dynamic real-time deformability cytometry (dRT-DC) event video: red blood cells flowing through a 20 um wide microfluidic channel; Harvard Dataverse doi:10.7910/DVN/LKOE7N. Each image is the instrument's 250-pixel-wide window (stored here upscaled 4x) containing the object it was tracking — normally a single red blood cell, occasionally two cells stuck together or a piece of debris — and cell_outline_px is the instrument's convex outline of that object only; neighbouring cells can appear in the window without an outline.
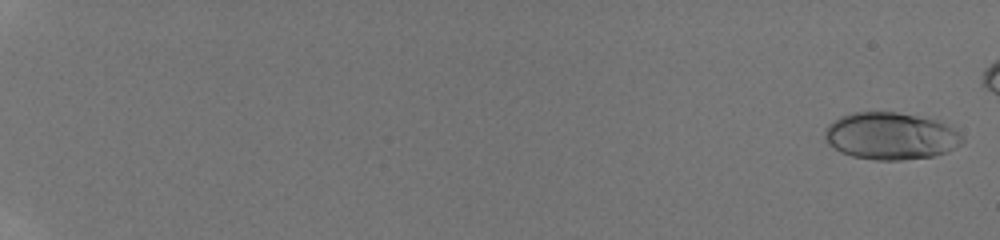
{"species": "human", "species_latin": "Homo sapiens", "temperature_condition": "room temperature", "stored_images_in_passage": 55, "camera_frame_rate_fps": 3000, "um_per_image_px": 0.085, "donor": {"sex": "male"}, "frame": {"image": 1, "passage_image": 2, "time_ms": 0.333, "image_size_px": [1000, 240], "cell_outline_px": [[964, 144], [948, 152], [932, 156], [900, 160], [876, 160], [852, 156], [840, 152], [828, 144], [824, 136], [824, 132], [828, 124], [840, 116], [852, 112], [896, 112], [936, 120], [952, 128], [964, 136]], "centroid_in_image_um": [75.71, 11.57], "position_along_channel_um": 9.3, "area_um2": 37.92}}
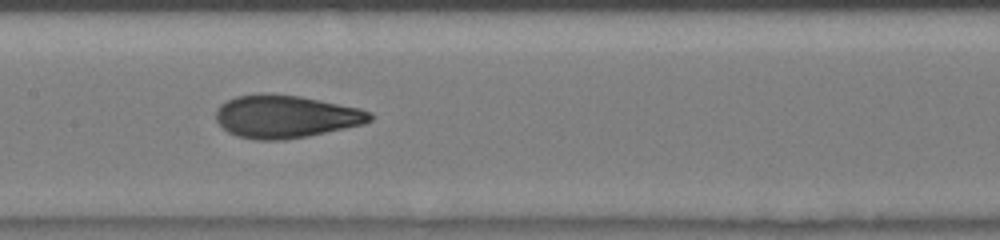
{"frame": {"image": 2, "passage_image": 35, "time_ms": 10.333, "image_size_px": [1000, 240], "cell_outline_px": [[372, 120], [364, 124], [284, 140], [256, 140], [236, 136], [228, 132], [216, 120], [216, 108], [220, 104], [236, 96], [264, 92], [300, 96], [360, 108], [372, 112]], "centroid_in_image_um": [24.26, 9.89], "position_along_channel_um": 183.1, "area_um2": 38.44}}
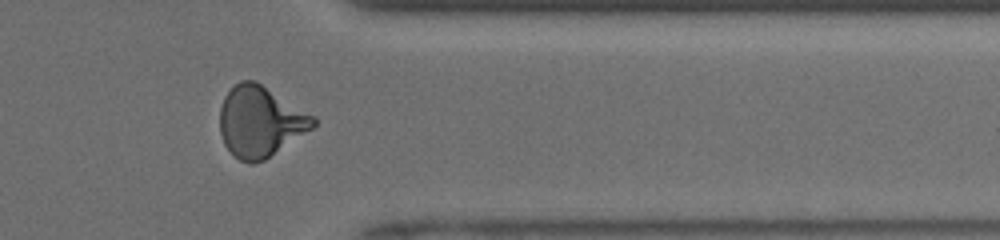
{"frame": {"image": 3, "passage_image": 50, "time_ms": 15.333, "image_size_px": [1000, 240], "cell_outline_px": [[316, 124], [312, 128], [264, 160], [252, 164], [248, 164], [240, 160], [224, 144], [220, 132], [220, 108], [224, 96], [240, 80], [256, 80], [316, 116]], "centroid_in_image_um": [22.13, 10.31], "position_along_channel_um": 389.3, "area_um2": 38.44}}